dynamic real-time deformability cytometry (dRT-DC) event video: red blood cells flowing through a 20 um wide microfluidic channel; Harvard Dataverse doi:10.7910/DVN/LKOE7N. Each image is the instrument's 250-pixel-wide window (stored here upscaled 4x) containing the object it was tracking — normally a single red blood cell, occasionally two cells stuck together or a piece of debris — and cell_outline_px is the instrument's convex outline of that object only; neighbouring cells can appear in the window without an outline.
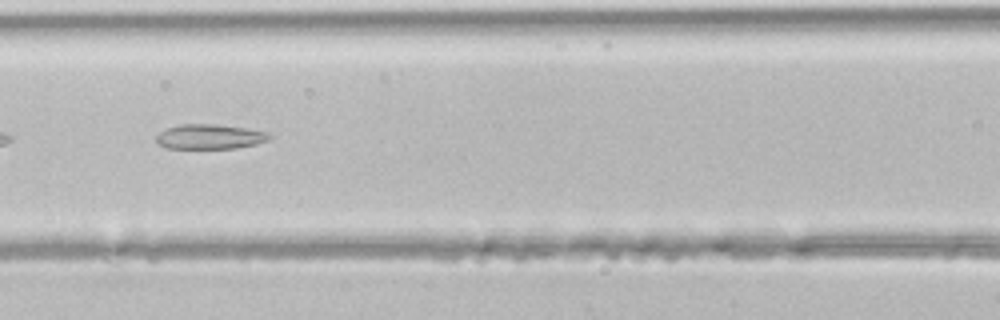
{"species": "common noctule bat (a hibernating species)", "species_latin": "Nyctalus noctula", "temperature_condition": "room temperature", "stored_images_in_passage": 12, "camera_frame_rate_fps": 3000, "um_per_image_px": 0.085, "animal": {"sex": "male", "body_mass_g": 21.5, "forearm_length_mm": 52.0}, "frame": {"image": 1, "passage_image": 10, "time_ms": 3.0, "image_size_px": [1000, 320], "cell_outline_px": [[272, 136], [268, 140], [256, 144], [236, 148], [168, 148], [156, 144], [156, 136], [160, 132], [168, 128], [180, 124], [216, 124], [244, 128], [268, 132]], "centroid_in_image_um": [17.82, 11.62], "position_along_channel_um": 148.8, "area_um2": 16.3}}